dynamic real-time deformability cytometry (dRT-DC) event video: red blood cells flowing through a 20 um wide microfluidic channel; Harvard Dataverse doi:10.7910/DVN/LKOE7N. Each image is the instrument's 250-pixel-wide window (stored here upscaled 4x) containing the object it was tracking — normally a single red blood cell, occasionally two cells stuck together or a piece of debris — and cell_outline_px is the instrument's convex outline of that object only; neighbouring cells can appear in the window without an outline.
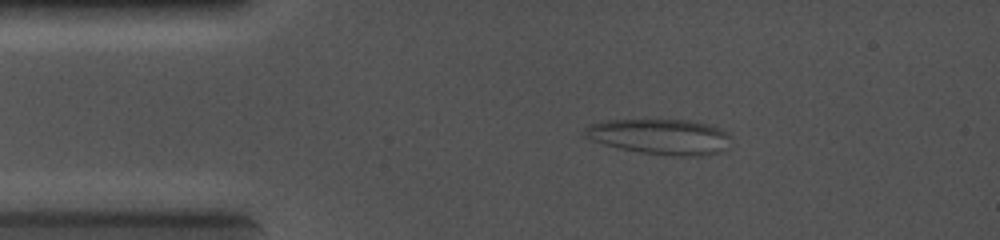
{"species": "common noctule bat (a hibernating species)", "species_latin": "Nyctalus noctula", "temperature_condition": "cold", "stored_images_in_passage": 11, "camera_frame_rate_fps": 5000, "um_per_image_px": 0.085, "animal": {"sex": "female", "body_mass_g": 19.0, "forearm_length_mm": 56.7}, "frame": {"image": 1, "passage_image": 3, "time_ms": 1.4, "image_size_px": [1000, 240], "cell_outline_px": [[732, 136], [728, 148], [720, 152], [700, 156], [680, 156], [640, 152], [620, 148], [604, 144], [592, 140], [584, 136], [584, 128], [588, 124], [604, 120], [688, 120], [712, 124], [728, 132]], "centroid_in_image_um": [56.16, 11.6], "position_along_channel_um": 28.8, "area_um2": 30.52}}
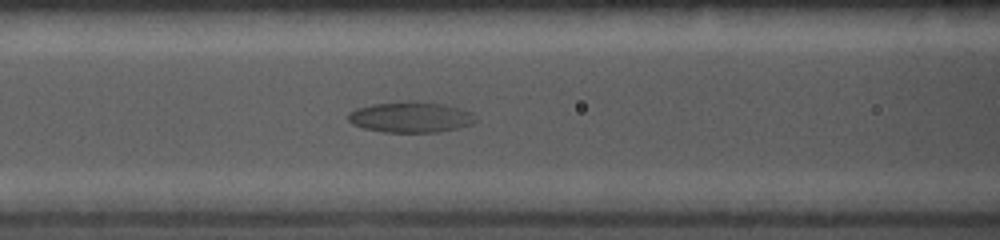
{"frame": {"image": 2, "passage_image": 7, "time_ms": 4.8, "image_size_px": [1000, 240], "cell_outline_px": [[476, 120], [472, 124], [456, 128], [436, 132], [384, 132], [364, 128], [352, 124], [348, 120], [348, 112], [356, 108], [372, 104], [408, 100], [416, 100], [444, 104], [460, 108], [472, 112]], "centroid_in_image_um": [34.88, 9.94], "position_along_channel_um": 131.7, "area_um2": 23.0}}
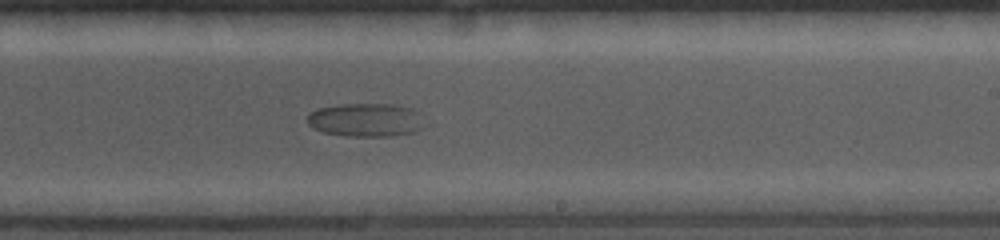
{"frame": {"image": 3, "passage_image": 11, "time_ms": 7.8, "image_size_px": [1000, 240], "cell_outline_px": [[428, 124], [424, 128], [416, 132], [388, 136], [344, 136], [324, 132], [312, 128], [308, 124], [308, 112], [320, 108], [340, 104], [392, 104], [412, 108]], "centroid_in_image_um": [31.13, 10.2], "position_along_channel_um": 257.9, "area_um2": 23.12}}